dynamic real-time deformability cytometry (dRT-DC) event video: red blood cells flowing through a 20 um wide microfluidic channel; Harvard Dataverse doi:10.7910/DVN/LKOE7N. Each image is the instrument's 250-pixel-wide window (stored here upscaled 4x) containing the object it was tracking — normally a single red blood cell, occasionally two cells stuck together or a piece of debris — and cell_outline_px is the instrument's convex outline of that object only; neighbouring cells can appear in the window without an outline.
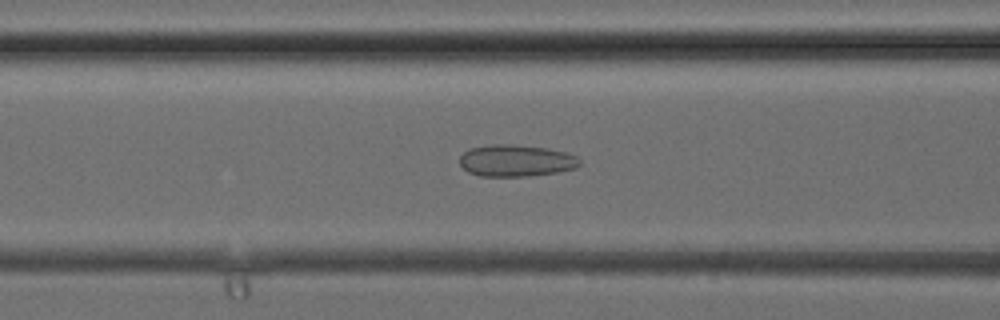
{"species": "common noctule bat (a hibernating species)", "species_latin": "Nyctalus noctula", "temperature_condition": "cold", "stored_images_in_passage": 38, "camera_frame_rate_fps": 3000, "um_per_image_px": 0.085, "animal": {"sex": "female", "body_mass_g": 24.6, "forearm_length_mm": 56.2}, "frame": {"image": 1, "passage_image": 15, "time_ms": 4.667, "image_size_px": [1000, 320], "cell_outline_px": [[580, 164], [576, 168], [556, 172], [528, 176], [480, 176], [468, 172], [460, 164], [460, 156], [468, 148], [492, 144], [512, 144], [544, 148], [564, 152], [576, 156], [580, 160]], "centroid_in_image_um": [43.83, 13.65], "position_along_channel_um": 122.8, "area_um2": 22.14}}
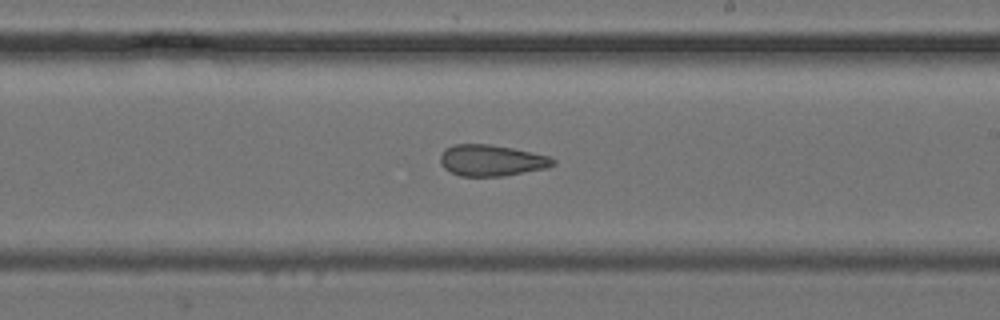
{"frame": {"image": 2, "passage_image": 22, "time_ms": 7.0, "image_size_px": [1000, 320], "cell_outline_px": [[556, 164], [548, 168], [504, 176], [460, 176], [444, 168], [440, 164], [440, 156], [444, 148], [456, 144], [488, 144], [512, 148], [552, 156], [556, 160]], "centroid_in_image_um": [41.81, 13.63], "position_along_channel_um": 247.2, "area_um2": 20.75}}
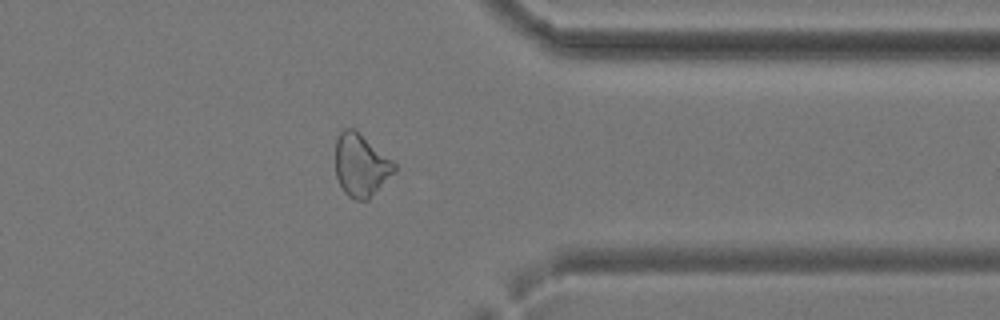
{"frame": {"image": 3, "passage_image": 30, "time_ms": 9.667, "image_size_px": [1000, 320], "cell_outline_px": [[396, 172], [368, 200], [356, 200], [348, 196], [344, 192], [336, 176], [336, 136], [344, 128], [352, 128], [392, 160], [396, 164]], "centroid_in_image_um": [30.68, 14.07], "position_along_channel_um": 380.7, "area_um2": 21.33}}